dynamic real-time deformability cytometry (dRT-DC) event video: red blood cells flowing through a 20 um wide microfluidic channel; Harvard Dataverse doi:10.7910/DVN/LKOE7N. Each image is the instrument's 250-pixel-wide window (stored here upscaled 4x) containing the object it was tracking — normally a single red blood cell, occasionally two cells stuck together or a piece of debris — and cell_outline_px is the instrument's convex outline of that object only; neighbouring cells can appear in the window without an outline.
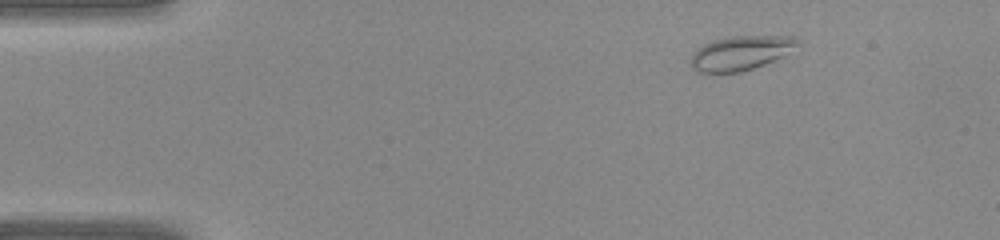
{"species": "common noctule bat (a hibernating species)", "species_latin": "Nyctalus noctula", "temperature_condition": "warm", "stored_images_in_passage": 36, "camera_frame_rate_fps": 3000, "um_per_image_px": 0.085, "animal": {"sex": "female", "body_mass_g": 22.0, "forearm_length_mm": 56.7}, "frame": {"image": 1, "passage_image": 1, "time_ms": 0.0, "image_size_px": [1000, 240], "cell_outline_px": [[800, 40], [784, 56], [776, 60], [740, 72], [696, 72], [692, 68], [692, 52], [696, 48], [704, 44], [716, 40], [732, 36], [792, 36]], "centroid_in_image_um": [62.94, 4.5], "position_along_channel_um": 22.1, "area_um2": 21.04}}
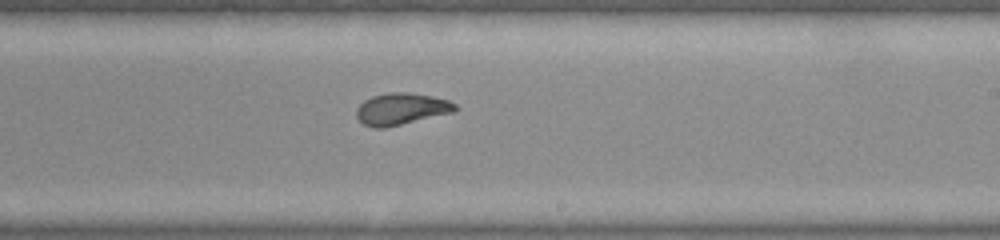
{"frame": {"image": 2, "passage_image": 20, "time_ms": 6.333, "image_size_px": [1000, 240], "cell_outline_px": [[456, 108], [452, 112], [384, 128], [372, 128], [364, 124], [356, 116], [356, 108], [364, 100], [372, 96], [392, 92], [408, 92], [432, 96], [448, 100], [456, 104]], "centroid_in_image_um": [34.07, 9.25], "position_along_channel_um": 254.9, "area_um2": 18.03}}
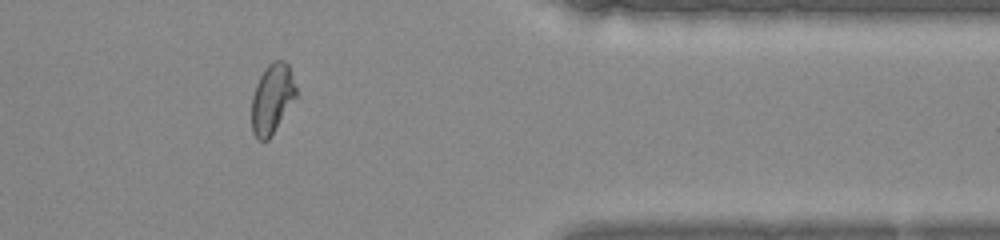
{"frame": {"image": 3, "passage_image": 29, "time_ms": 9.333, "image_size_px": [1000, 240], "cell_outline_px": [[296, 96], [268, 140], [260, 140], [252, 132], [252, 96], [256, 84], [260, 76], [268, 64], [272, 60], [284, 60], [288, 64], [296, 88]], "centroid_in_image_um": [23.11, 8.36], "position_along_channel_um": 388.3, "area_um2": 17.69}}